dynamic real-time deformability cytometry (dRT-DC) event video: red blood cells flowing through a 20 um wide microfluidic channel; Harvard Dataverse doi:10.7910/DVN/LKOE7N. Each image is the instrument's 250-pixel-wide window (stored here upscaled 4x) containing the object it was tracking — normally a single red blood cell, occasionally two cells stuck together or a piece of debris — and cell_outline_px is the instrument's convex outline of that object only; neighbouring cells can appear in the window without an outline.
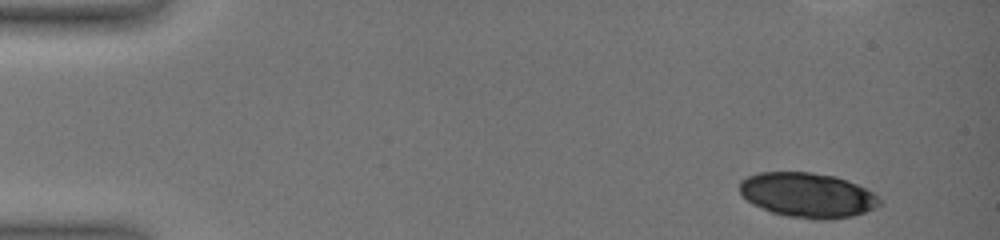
{"species": "common noctule bat (a hibernating species)", "species_latin": "Nyctalus noctula", "temperature_condition": "warm", "stored_images_in_passage": 11, "camera_frame_rate_fps": 3000, "um_per_image_px": 0.085, "animal": {"sex": "female", "body_mass_g": 19.0, "forearm_length_mm": 51.5}, "frame": {"image": 1, "passage_image": 1, "time_ms": 0.0, "image_size_px": [1000, 240], "cell_outline_px": [[880, 204], [876, 208], [852, 216], [828, 220], [812, 220], [788, 216], [772, 212], [752, 204], [740, 192], [740, 180], [748, 176], [760, 172], [812, 172], [836, 176], [848, 180], [880, 196]], "centroid_in_image_um": [68.66, 16.58], "position_along_channel_um": 16.3, "area_um2": 36.65}}
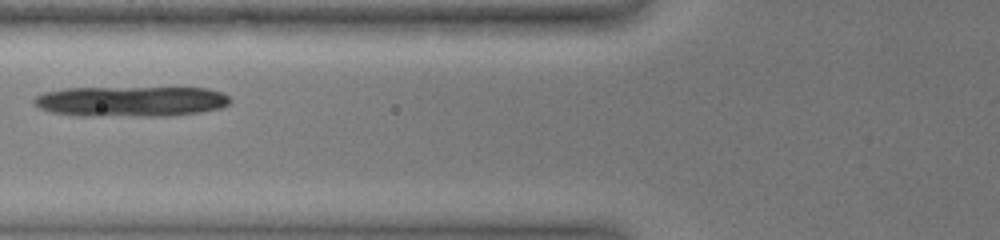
{"frame": {"image": 2, "passage_image": 8, "time_ms": 6.333, "image_size_px": [1000, 240], "cell_outline_px": [[232, 100], [228, 104], [220, 108], [200, 112], [172, 116], [76, 116], [48, 112], [40, 108], [32, 100], [36, 96], [44, 92], [64, 88], [208, 88], [220, 92], [228, 96]], "centroid_in_image_um": [11.1, 8.63], "position_along_channel_um": 114.7, "area_um2": 35.03}}
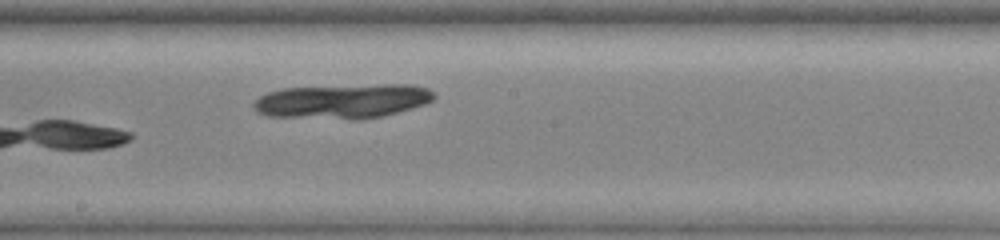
{"frame": {"image": 3, "passage_image": 11, "time_ms": 9.0, "image_size_px": [1000, 240], "cell_outline_px": [[436, 96], [432, 100], [424, 104], [412, 108], [384, 116], [364, 120], [352, 120], [268, 116], [256, 112], [252, 108], [252, 104], [260, 96], [268, 92], [284, 88], [384, 84], [412, 84], [428, 88]], "centroid_in_image_um": [29.12, 8.61], "position_along_channel_um": 219.1, "area_um2": 36.7}}